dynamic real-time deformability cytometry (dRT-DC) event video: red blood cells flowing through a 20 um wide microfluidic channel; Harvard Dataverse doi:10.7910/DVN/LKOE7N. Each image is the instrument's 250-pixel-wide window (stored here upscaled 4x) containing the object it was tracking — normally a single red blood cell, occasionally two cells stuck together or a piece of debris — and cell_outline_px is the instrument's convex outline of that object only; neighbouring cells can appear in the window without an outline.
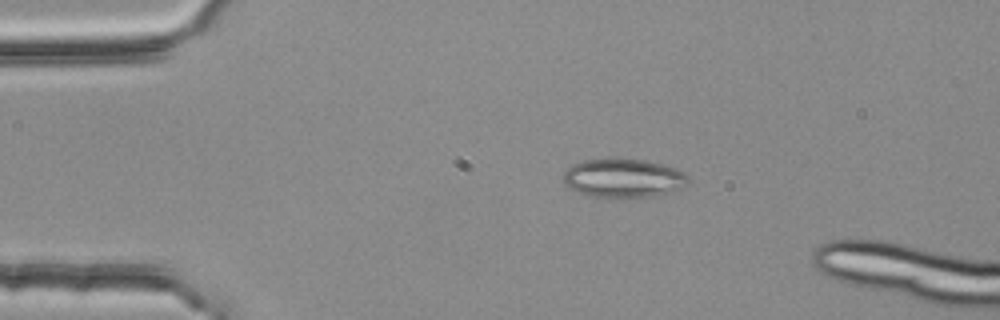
{"species": "common noctule bat (a hibernating species)", "species_latin": "Nyctalus noctula", "temperature_condition": "room temperature", "stored_images_in_passage": 41, "camera_frame_rate_fps": 3000, "um_per_image_px": 0.085, "animal": {"sex": "female", "body_mass_g": 25.1}, "frame": {"image": 1, "passage_image": 1, "time_ms": 0.0, "image_size_px": [1000, 320], "cell_outline_px": [[688, 180], [680, 188], [652, 196], [588, 196], [572, 188], [564, 180], [564, 172], [572, 164], [584, 160], [616, 156], [644, 160], [664, 164], [676, 168], [684, 172], [688, 176]], "centroid_in_image_um": [52.98, 15.07], "position_along_channel_um": 32.0, "area_um2": 28.03}}
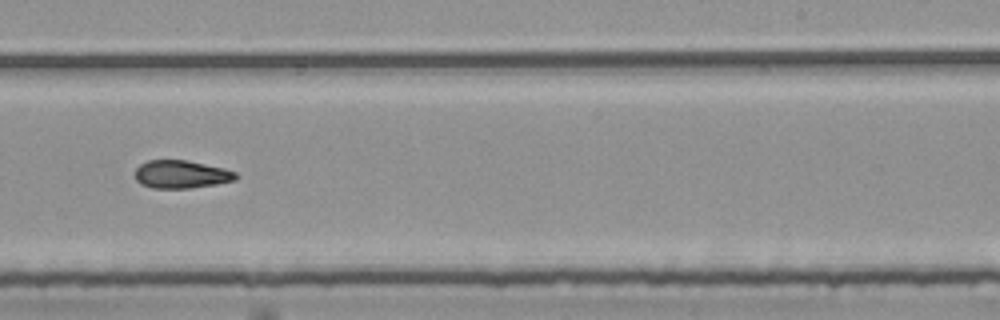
{"frame": {"image": 2, "passage_image": 24, "time_ms": 7.667, "image_size_px": [1000, 320], "cell_outline_px": [[240, 176], [236, 180], [192, 188], [152, 188], [140, 184], [136, 180], [136, 168], [140, 164], [148, 160], [184, 160], [224, 168], [236, 172]], "centroid_in_image_um": [15.41, 14.82], "position_along_channel_um": 273.6, "area_um2": 16.42}}
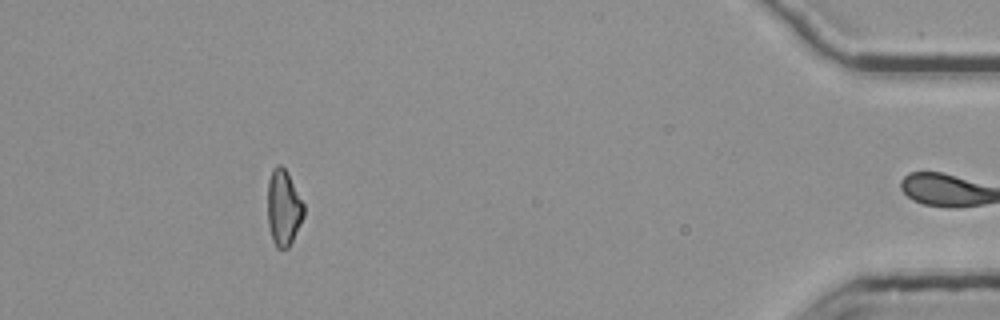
{"frame": {"image": 3, "passage_image": 40, "time_ms": 13.0, "image_size_px": [1000, 320], "cell_outline_px": [[304, 216], [288, 248], [276, 248], [272, 240], [268, 224], [268, 180], [272, 168], [276, 164], [280, 164], [288, 172], [304, 204]], "centroid_in_image_um": [24.09, 17.63], "position_along_channel_um": 411.1, "area_um2": 16.07}, "authors_computed_cell_mechanics": {"area_um2": 16.762, "velocity_mm_per_s": 3.7777, "shape_relaxation_time_tau1_ms": 8.6238, "shape_relaxation_time_tau2_ms": 4.6641, "deformation_change_tau1": 0.1788, "deformation_change_tau2": 0.1286}}